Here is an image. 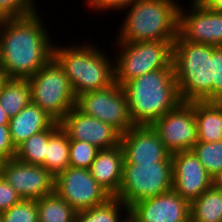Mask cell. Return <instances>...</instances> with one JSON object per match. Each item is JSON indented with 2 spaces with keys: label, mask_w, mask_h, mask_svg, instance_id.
I'll use <instances>...</instances> for the list:
<instances>
[{
  "label": "cell",
  "mask_w": 222,
  "mask_h": 222,
  "mask_svg": "<svg viewBox=\"0 0 222 222\" xmlns=\"http://www.w3.org/2000/svg\"><path fill=\"white\" fill-rule=\"evenodd\" d=\"M77 222H130V208L119 199L110 198L103 205L77 212Z\"/></svg>",
  "instance_id": "cell-24"
},
{
  "label": "cell",
  "mask_w": 222,
  "mask_h": 222,
  "mask_svg": "<svg viewBox=\"0 0 222 222\" xmlns=\"http://www.w3.org/2000/svg\"><path fill=\"white\" fill-rule=\"evenodd\" d=\"M35 0H0V21L23 18L39 12Z\"/></svg>",
  "instance_id": "cell-30"
},
{
  "label": "cell",
  "mask_w": 222,
  "mask_h": 222,
  "mask_svg": "<svg viewBox=\"0 0 222 222\" xmlns=\"http://www.w3.org/2000/svg\"><path fill=\"white\" fill-rule=\"evenodd\" d=\"M97 46L90 42L54 45L53 58L65 71L76 98L115 83L114 58Z\"/></svg>",
  "instance_id": "cell-3"
},
{
  "label": "cell",
  "mask_w": 222,
  "mask_h": 222,
  "mask_svg": "<svg viewBox=\"0 0 222 222\" xmlns=\"http://www.w3.org/2000/svg\"><path fill=\"white\" fill-rule=\"evenodd\" d=\"M124 152L121 144L101 149L89 171L99 185L112 197L118 195L123 177Z\"/></svg>",
  "instance_id": "cell-18"
},
{
  "label": "cell",
  "mask_w": 222,
  "mask_h": 222,
  "mask_svg": "<svg viewBox=\"0 0 222 222\" xmlns=\"http://www.w3.org/2000/svg\"><path fill=\"white\" fill-rule=\"evenodd\" d=\"M36 203L39 222H77V211L55 192Z\"/></svg>",
  "instance_id": "cell-25"
},
{
  "label": "cell",
  "mask_w": 222,
  "mask_h": 222,
  "mask_svg": "<svg viewBox=\"0 0 222 222\" xmlns=\"http://www.w3.org/2000/svg\"><path fill=\"white\" fill-rule=\"evenodd\" d=\"M40 16L0 21V68L8 78L27 79L53 58L55 44Z\"/></svg>",
  "instance_id": "cell-1"
},
{
  "label": "cell",
  "mask_w": 222,
  "mask_h": 222,
  "mask_svg": "<svg viewBox=\"0 0 222 222\" xmlns=\"http://www.w3.org/2000/svg\"><path fill=\"white\" fill-rule=\"evenodd\" d=\"M213 101L222 102V47L212 46Z\"/></svg>",
  "instance_id": "cell-31"
},
{
  "label": "cell",
  "mask_w": 222,
  "mask_h": 222,
  "mask_svg": "<svg viewBox=\"0 0 222 222\" xmlns=\"http://www.w3.org/2000/svg\"><path fill=\"white\" fill-rule=\"evenodd\" d=\"M134 0H85L86 5H88V7H91L90 9H93L101 14V11L104 13V11H108V10H116V11H120V9L124 6H126L127 4L132 3Z\"/></svg>",
  "instance_id": "cell-34"
},
{
  "label": "cell",
  "mask_w": 222,
  "mask_h": 222,
  "mask_svg": "<svg viewBox=\"0 0 222 222\" xmlns=\"http://www.w3.org/2000/svg\"><path fill=\"white\" fill-rule=\"evenodd\" d=\"M69 167V137L66 131L60 126V123L55 121L50 126V138L47 143L45 168L54 177H57Z\"/></svg>",
  "instance_id": "cell-21"
},
{
  "label": "cell",
  "mask_w": 222,
  "mask_h": 222,
  "mask_svg": "<svg viewBox=\"0 0 222 222\" xmlns=\"http://www.w3.org/2000/svg\"><path fill=\"white\" fill-rule=\"evenodd\" d=\"M0 175L22 199L36 201L54 193L55 177L43 166L12 158L0 163Z\"/></svg>",
  "instance_id": "cell-13"
},
{
  "label": "cell",
  "mask_w": 222,
  "mask_h": 222,
  "mask_svg": "<svg viewBox=\"0 0 222 222\" xmlns=\"http://www.w3.org/2000/svg\"><path fill=\"white\" fill-rule=\"evenodd\" d=\"M69 140H78L107 149L120 144L121 134L111 125L84 114L74 106L60 121Z\"/></svg>",
  "instance_id": "cell-16"
},
{
  "label": "cell",
  "mask_w": 222,
  "mask_h": 222,
  "mask_svg": "<svg viewBox=\"0 0 222 222\" xmlns=\"http://www.w3.org/2000/svg\"><path fill=\"white\" fill-rule=\"evenodd\" d=\"M201 1H203L206 5L210 7L222 9V0H201Z\"/></svg>",
  "instance_id": "cell-35"
},
{
  "label": "cell",
  "mask_w": 222,
  "mask_h": 222,
  "mask_svg": "<svg viewBox=\"0 0 222 222\" xmlns=\"http://www.w3.org/2000/svg\"><path fill=\"white\" fill-rule=\"evenodd\" d=\"M135 125H151L182 103L174 69H158L122 85Z\"/></svg>",
  "instance_id": "cell-2"
},
{
  "label": "cell",
  "mask_w": 222,
  "mask_h": 222,
  "mask_svg": "<svg viewBox=\"0 0 222 222\" xmlns=\"http://www.w3.org/2000/svg\"><path fill=\"white\" fill-rule=\"evenodd\" d=\"M192 222H222V191L211 186L190 204Z\"/></svg>",
  "instance_id": "cell-23"
},
{
  "label": "cell",
  "mask_w": 222,
  "mask_h": 222,
  "mask_svg": "<svg viewBox=\"0 0 222 222\" xmlns=\"http://www.w3.org/2000/svg\"><path fill=\"white\" fill-rule=\"evenodd\" d=\"M56 120L45 110L30 102L9 119V133L15 148L32 135L48 129Z\"/></svg>",
  "instance_id": "cell-19"
},
{
  "label": "cell",
  "mask_w": 222,
  "mask_h": 222,
  "mask_svg": "<svg viewBox=\"0 0 222 222\" xmlns=\"http://www.w3.org/2000/svg\"><path fill=\"white\" fill-rule=\"evenodd\" d=\"M170 153L191 150L198 141L194 101L182 102L151 124Z\"/></svg>",
  "instance_id": "cell-12"
},
{
  "label": "cell",
  "mask_w": 222,
  "mask_h": 222,
  "mask_svg": "<svg viewBox=\"0 0 222 222\" xmlns=\"http://www.w3.org/2000/svg\"><path fill=\"white\" fill-rule=\"evenodd\" d=\"M173 188V161L171 154L154 163H124L123 177L115 197L129 208L140 200L158 196Z\"/></svg>",
  "instance_id": "cell-7"
},
{
  "label": "cell",
  "mask_w": 222,
  "mask_h": 222,
  "mask_svg": "<svg viewBox=\"0 0 222 222\" xmlns=\"http://www.w3.org/2000/svg\"><path fill=\"white\" fill-rule=\"evenodd\" d=\"M54 192L77 212L103 205L112 198L85 168L65 169L55 177Z\"/></svg>",
  "instance_id": "cell-11"
},
{
  "label": "cell",
  "mask_w": 222,
  "mask_h": 222,
  "mask_svg": "<svg viewBox=\"0 0 222 222\" xmlns=\"http://www.w3.org/2000/svg\"><path fill=\"white\" fill-rule=\"evenodd\" d=\"M177 0H134L120 25L117 42L175 41L178 36Z\"/></svg>",
  "instance_id": "cell-4"
},
{
  "label": "cell",
  "mask_w": 222,
  "mask_h": 222,
  "mask_svg": "<svg viewBox=\"0 0 222 222\" xmlns=\"http://www.w3.org/2000/svg\"><path fill=\"white\" fill-rule=\"evenodd\" d=\"M172 65L182 102L213 101L212 45L176 37Z\"/></svg>",
  "instance_id": "cell-5"
},
{
  "label": "cell",
  "mask_w": 222,
  "mask_h": 222,
  "mask_svg": "<svg viewBox=\"0 0 222 222\" xmlns=\"http://www.w3.org/2000/svg\"><path fill=\"white\" fill-rule=\"evenodd\" d=\"M191 150L213 178L222 172V141L196 142Z\"/></svg>",
  "instance_id": "cell-27"
},
{
  "label": "cell",
  "mask_w": 222,
  "mask_h": 222,
  "mask_svg": "<svg viewBox=\"0 0 222 222\" xmlns=\"http://www.w3.org/2000/svg\"><path fill=\"white\" fill-rule=\"evenodd\" d=\"M16 148L12 144L8 125H0V161L15 157Z\"/></svg>",
  "instance_id": "cell-33"
},
{
  "label": "cell",
  "mask_w": 222,
  "mask_h": 222,
  "mask_svg": "<svg viewBox=\"0 0 222 222\" xmlns=\"http://www.w3.org/2000/svg\"><path fill=\"white\" fill-rule=\"evenodd\" d=\"M9 117L6 115L3 108L0 106V125H9Z\"/></svg>",
  "instance_id": "cell-37"
},
{
  "label": "cell",
  "mask_w": 222,
  "mask_h": 222,
  "mask_svg": "<svg viewBox=\"0 0 222 222\" xmlns=\"http://www.w3.org/2000/svg\"><path fill=\"white\" fill-rule=\"evenodd\" d=\"M2 222H39L35 200L21 199L8 210L0 213Z\"/></svg>",
  "instance_id": "cell-29"
},
{
  "label": "cell",
  "mask_w": 222,
  "mask_h": 222,
  "mask_svg": "<svg viewBox=\"0 0 222 222\" xmlns=\"http://www.w3.org/2000/svg\"><path fill=\"white\" fill-rule=\"evenodd\" d=\"M21 199L15 188L0 175V213L8 210Z\"/></svg>",
  "instance_id": "cell-32"
},
{
  "label": "cell",
  "mask_w": 222,
  "mask_h": 222,
  "mask_svg": "<svg viewBox=\"0 0 222 222\" xmlns=\"http://www.w3.org/2000/svg\"><path fill=\"white\" fill-rule=\"evenodd\" d=\"M50 138V127L42 132L32 135L16 147L15 159L26 164L43 166L47 143Z\"/></svg>",
  "instance_id": "cell-26"
},
{
  "label": "cell",
  "mask_w": 222,
  "mask_h": 222,
  "mask_svg": "<svg viewBox=\"0 0 222 222\" xmlns=\"http://www.w3.org/2000/svg\"><path fill=\"white\" fill-rule=\"evenodd\" d=\"M27 79L31 89V102L56 121L59 122L76 105V96L69 79L54 58Z\"/></svg>",
  "instance_id": "cell-8"
},
{
  "label": "cell",
  "mask_w": 222,
  "mask_h": 222,
  "mask_svg": "<svg viewBox=\"0 0 222 222\" xmlns=\"http://www.w3.org/2000/svg\"><path fill=\"white\" fill-rule=\"evenodd\" d=\"M75 106L84 114L111 125L121 135L135 126L125 92L116 82L106 88L78 96Z\"/></svg>",
  "instance_id": "cell-9"
},
{
  "label": "cell",
  "mask_w": 222,
  "mask_h": 222,
  "mask_svg": "<svg viewBox=\"0 0 222 222\" xmlns=\"http://www.w3.org/2000/svg\"><path fill=\"white\" fill-rule=\"evenodd\" d=\"M190 216V203L173 189L130 207V222H189Z\"/></svg>",
  "instance_id": "cell-14"
},
{
  "label": "cell",
  "mask_w": 222,
  "mask_h": 222,
  "mask_svg": "<svg viewBox=\"0 0 222 222\" xmlns=\"http://www.w3.org/2000/svg\"><path fill=\"white\" fill-rule=\"evenodd\" d=\"M31 102L28 79L8 78L0 91V106L11 118Z\"/></svg>",
  "instance_id": "cell-22"
},
{
  "label": "cell",
  "mask_w": 222,
  "mask_h": 222,
  "mask_svg": "<svg viewBox=\"0 0 222 222\" xmlns=\"http://www.w3.org/2000/svg\"><path fill=\"white\" fill-rule=\"evenodd\" d=\"M173 190L190 204L213 186V177L192 150L171 154Z\"/></svg>",
  "instance_id": "cell-15"
},
{
  "label": "cell",
  "mask_w": 222,
  "mask_h": 222,
  "mask_svg": "<svg viewBox=\"0 0 222 222\" xmlns=\"http://www.w3.org/2000/svg\"><path fill=\"white\" fill-rule=\"evenodd\" d=\"M189 10L179 6L178 36L192 43L222 47V9L191 0Z\"/></svg>",
  "instance_id": "cell-10"
},
{
  "label": "cell",
  "mask_w": 222,
  "mask_h": 222,
  "mask_svg": "<svg viewBox=\"0 0 222 222\" xmlns=\"http://www.w3.org/2000/svg\"><path fill=\"white\" fill-rule=\"evenodd\" d=\"M8 77L6 73L0 68V91L3 87V84L7 81Z\"/></svg>",
  "instance_id": "cell-38"
},
{
  "label": "cell",
  "mask_w": 222,
  "mask_h": 222,
  "mask_svg": "<svg viewBox=\"0 0 222 222\" xmlns=\"http://www.w3.org/2000/svg\"><path fill=\"white\" fill-rule=\"evenodd\" d=\"M117 43L115 82L127 81L158 69H173L174 41L114 42ZM120 46V47H119Z\"/></svg>",
  "instance_id": "cell-6"
},
{
  "label": "cell",
  "mask_w": 222,
  "mask_h": 222,
  "mask_svg": "<svg viewBox=\"0 0 222 222\" xmlns=\"http://www.w3.org/2000/svg\"><path fill=\"white\" fill-rule=\"evenodd\" d=\"M213 186L222 191V172L218 173L214 178H213Z\"/></svg>",
  "instance_id": "cell-36"
},
{
  "label": "cell",
  "mask_w": 222,
  "mask_h": 222,
  "mask_svg": "<svg viewBox=\"0 0 222 222\" xmlns=\"http://www.w3.org/2000/svg\"><path fill=\"white\" fill-rule=\"evenodd\" d=\"M197 142L222 141V102L194 101Z\"/></svg>",
  "instance_id": "cell-20"
},
{
  "label": "cell",
  "mask_w": 222,
  "mask_h": 222,
  "mask_svg": "<svg viewBox=\"0 0 222 222\" xmlns=\"http://www.w3.org/2000/svg\"><path fill=\"white\" fill-rule=\"evenodd\" d=\"M124 163L164 161L170 153L151 125H135L121 135Z\"/></svg>",
  "instance_id": "cell-17"
},
{
  "label": "cell",
  "mask_w": 222,
  "mask_h": 222,
  "mask_svg": "<svg viewBox=\"0 0 222 222\" xmlns=\"http://www.w3.org/2000/svg\"><path fill=\"white\" fill-rule=\"evenodd\" d=\"M99 150L90 143L69 140L70 167L89 169Z\"/></svg>",
  "instance_id": "cell-28"
}]
</instances>
